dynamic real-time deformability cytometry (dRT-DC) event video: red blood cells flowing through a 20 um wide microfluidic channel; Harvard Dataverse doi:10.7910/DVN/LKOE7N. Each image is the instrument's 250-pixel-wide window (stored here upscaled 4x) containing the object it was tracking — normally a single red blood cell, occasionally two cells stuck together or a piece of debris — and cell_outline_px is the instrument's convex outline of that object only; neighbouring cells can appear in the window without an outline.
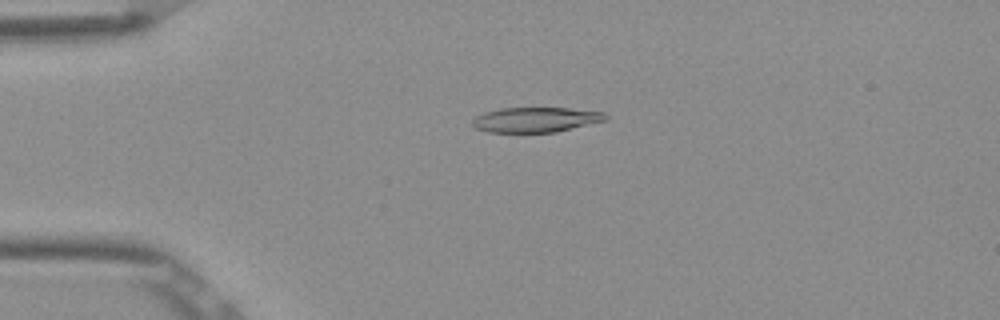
{"species": "Egyptian fruit bat (a non-hibernating species)", "species_latin": "Rousettus aegyptiacus", "temperature_condition": "room temperature", "stored_images_in_passage": 52, "camera_frame_rate_fps": 3000, "um_per_image_px": 0.085, "frame": {"image": 1, "passage_image": 12, "time_ms": 3.667, "image_size_px": [1000, 320], "cell_outline_px": [[608, 120], [556, 132], [488, 132], [476, 128], [472, 124], [472, 120], [476, 116], [484, 112], [500, 108], [568, 108], [604, 112], [608, 116]], "centroid_in_image_um": [45.55, 10.17], "position_along_channel_um": 39.4, "area_um2": 19.42}}
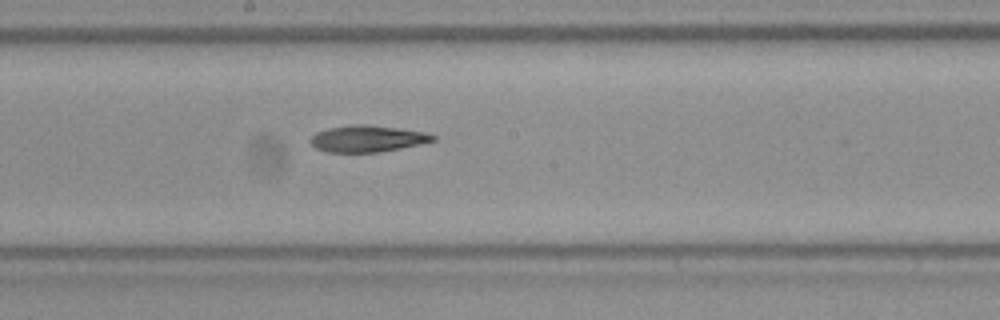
{"frame": {"image": 2, "passage_image": 28, "time_ms": 9.0, "image_size_px": [1000, 320], "cell_outline_px": [[436, 140], [420, 144], [380, 152], [328, 152], [316, 148], [308, 140], [316, 132], [328, 128], [352, 124], [364, 124], [400, 128], [428, 132], [436, 136]], "centroid_in_image_um": [31.25, 11.78], "position_along_channel_um": 217.0, "area_um2": 19.07}}
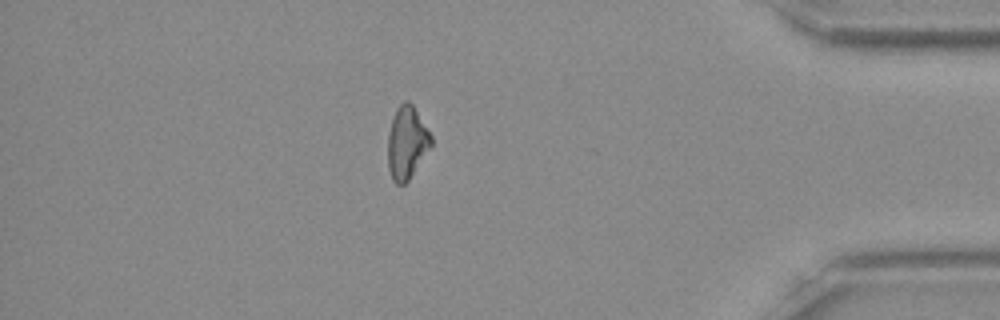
{"frame": {"image": 3, "passage_image": 45, "time_ms": 14.667, "image_size_px": [1000, 320], "cell_outline_px": [[432, 144], [408, 180], [404, 184], [396, 184], [392, 180], [388, 168], [388, 132], [396, 108], [404, 100], [408, 100], [412, 104], [432, 136]], "centroid_in_image_um": [34.56, 12.11], "position_along_channel_um": 400.6, "area_um2": 18.15}, "authors_computed_cell_mechanics": {"area_um2": 19.4208, "velocity_mm_per_s": 3.9013, "shape_relaxation_time_tau1_ms": 7.94, "shape_relaxation_time_tau2_ms": 6.3712, "deformation_change_tau1": 0.1871, "deformation_change_tau2": 0.1644}}